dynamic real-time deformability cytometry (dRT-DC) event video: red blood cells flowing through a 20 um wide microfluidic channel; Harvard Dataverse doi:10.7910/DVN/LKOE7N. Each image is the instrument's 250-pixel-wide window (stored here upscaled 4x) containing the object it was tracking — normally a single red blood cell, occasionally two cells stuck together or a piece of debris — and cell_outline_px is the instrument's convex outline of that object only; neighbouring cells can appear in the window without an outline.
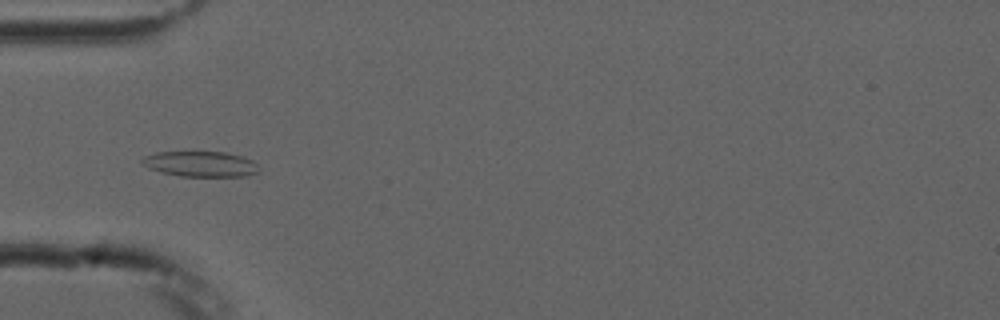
{"species": "common noctule bat (a hibernating species)", "species_latin": "Nyctalus noctula", "temperature_condition": "cold", "stored_images_in_passage": 7, "camera_frame_rate_fps": 3000, "um_per_image_px": 0.085, "animal": {"sex": "male", "forearm_length_mm": 52.5}, "frame": {"image": 1, "passage_image": 6, "time_ms": 5.667, "image_size_px": [1000, 320], "cell_outline_px": [[260, 172], [244, 176], [180, 176], [160, 172], [148, 168], [140, 160], [144, 156], [156, 152], [224, 152], [240, 156], [252, 160], [256, 164]], "centroid_in_image_um": [17.02, 13.94], "position_along_channel_um": 68.0, "area_um2": 17.22}}
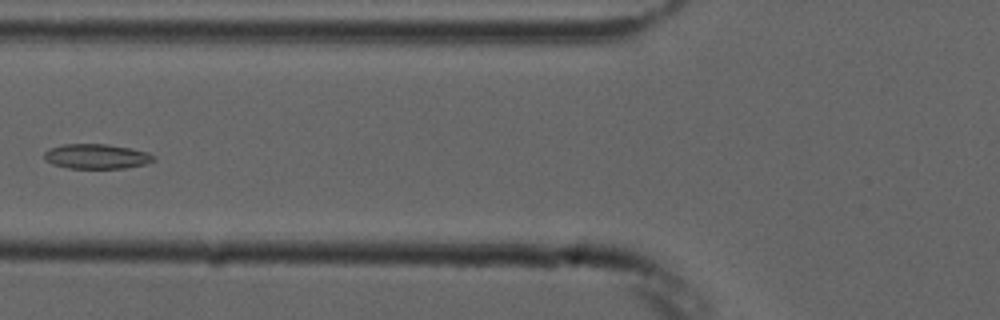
{"frame": {"image": 2, "passage_image": 7, "time_ms": 7.0, "image_size_px": [1000, 320], "cell_outline_px": [[156, 160], [144, 164], [124, 168], [68, 168], [52, 164], [44, 160], [44, 152], [48, 148], [64, 144], [108, 144], [148, 152], [156, 156]], "centroid_in_image_um": [8.18, 13.29], "position_along_channel_um": 117.6, "area_um2": 15.9}}